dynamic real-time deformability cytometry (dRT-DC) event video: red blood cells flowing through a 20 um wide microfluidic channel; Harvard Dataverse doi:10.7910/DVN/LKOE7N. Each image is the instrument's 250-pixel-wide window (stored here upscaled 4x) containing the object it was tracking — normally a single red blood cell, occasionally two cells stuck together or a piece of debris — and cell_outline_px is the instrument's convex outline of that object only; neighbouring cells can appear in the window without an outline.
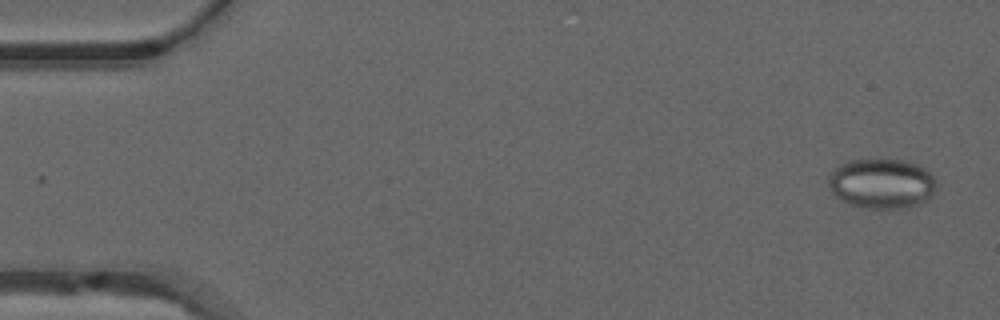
{"species": "common noctule bat (a hibernating species)", "species_latin": "Nyctalus noctula", "temperature_condition": "warm", "stored_images_in_passage": 50, "camera_frame_rate_fps": 3000, "um_per_image_px": 0.085, "animal": {"sex": "male", "forearm_length_mm": 52.5}, "frame": {"image": 1, "passage_image": 1, "time_ms": 0.0, "image_size_px": [1000, 320], "cell_outline_px": [[936, 188], [932, 196], [928, 200], [920, 204], [908, 208], [864, 208], [840, 200], [832, 192], [828, 184], [828, 176], [840, 164], [852, 160], [904, 160], [916, 164], [924, 168], [936, 180]], "centroid_in_image_um": [74.97, 15.62], "position_along_channel_um": 10.0, "area_um2": 31.44}}
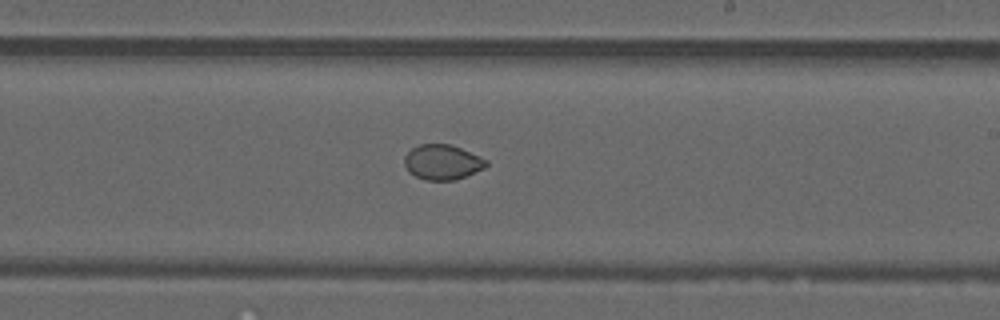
{"frame": {"image": 2, "passage_image": 29, "time_ms": 9.333, "image_size_px": [1000, 320], "cell_outline_px": [[488, 164], [484, 168], [464, 176], [452, 180], [424, 180], [408, 172], [404, 164], [404, 156], [412, 148], [420, 144], [452, 144], [480, 156], [488, 160]], "centroid_in_image_um": [37.59, 13.77], "position_along_channel_um": 251.4, "area_um2": 16.7}}
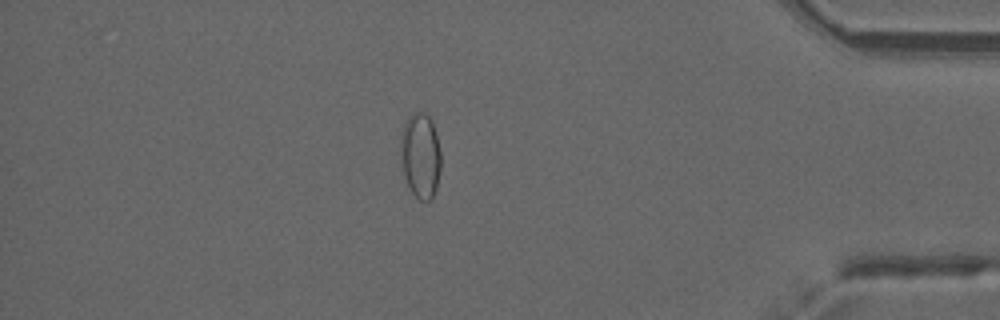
{"frame": {"image": 3, "passage_image": 43, "time_ms": 14.0, "image_size_px": [1000, 320], "cell_outline_px": [[440, 168], [436, 188], [432, 196], [428, 200], [420, 200], [412, 192], [404, 176], [400, 152], [400, 132], [404, 124], [412, 112], [424, 112], [432, 120], [440, 152]], "centroid_in_image_um": [35.72, 13.18], "position_along_channel_um": 399.5, "area_um2": 19.88}, "authors_computed_cell_mechanics": {"area_um2": 20.3456, "velocity_mm_per_s": 3.9922, "shape_relaxation_time_tau1_ms": null, "shape_relaxation_time_tau2_ms": 1.6266, "deformation_change_tau1": null, "deformation_change_tau2": 0.0261}}